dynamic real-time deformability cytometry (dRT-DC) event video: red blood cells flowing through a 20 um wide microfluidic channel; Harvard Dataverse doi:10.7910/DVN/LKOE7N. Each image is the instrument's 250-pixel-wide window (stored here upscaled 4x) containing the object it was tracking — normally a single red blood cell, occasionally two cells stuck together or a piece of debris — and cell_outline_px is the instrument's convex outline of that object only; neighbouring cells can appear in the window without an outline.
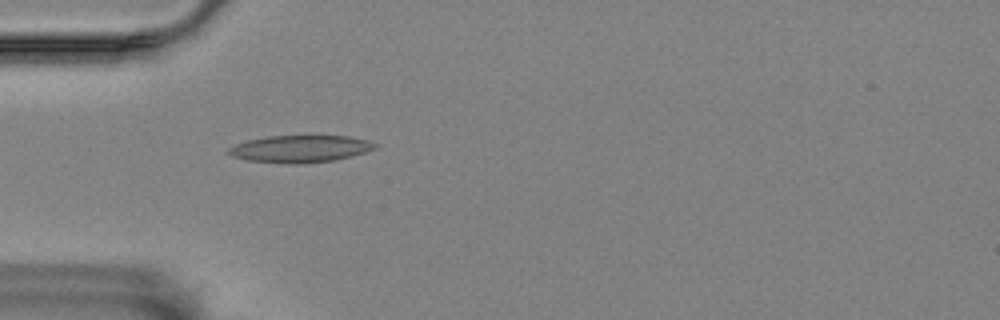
{"species": "Egyptian fruit bat (a non-hibernating species)", "species_latin": "Rousettus aegyptiacus", "temperature_condition": "room temperature", "stored_images_in_passage": 5, "camera_frame_rate_fps": 3000, "um_per_image_px": 0.085, "animal": {"sex": "female"}, "frame": {"image": 1, "passage_image": 2, "time_ms": 1.0, "image_size_px": [1000, 320], "cell_outline_px": [[380, 144], [376, 148], [364, 152], [332, 160], [300, 164], [288, 164], [248, 160], [232, 156], [224, 152], [228, 148], [236, 144], [248, 140], [268, 136], [348, 136], [368, 140]], "centroid_in_image_um": [25.49, 12.65], "position_along_channel_um": 59.5, "area_um2": 23.06}}
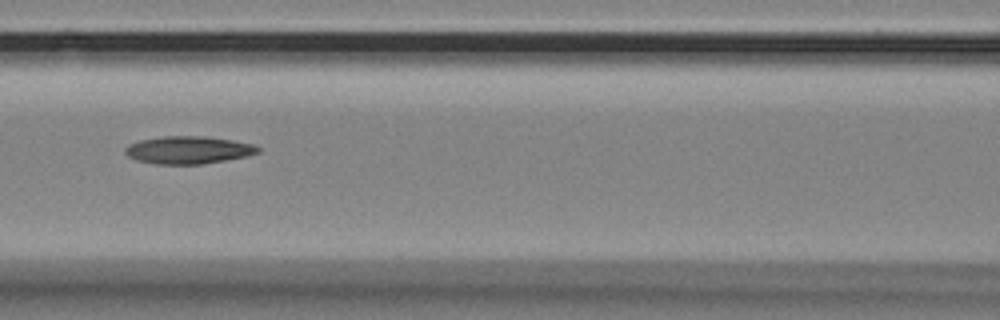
{"frame": {"image": 2, "passage_image": 4, "time_ms": 3.667, "image_size_px": [1000, 320], "cell_outline_px": [[260, 152], [248, 156], [200, 164], [156, 164], [136, 160], [128, 156], [124, 152], [124, 148], [128, 144], [140, 140], [164, 136], [204, 136], [232, 140], [252, 144], [260, 148]], "centroid_in_image_um": [15.98, 12.75], "position_along_channel_um": 150.6, "area_um2": 21.33}}
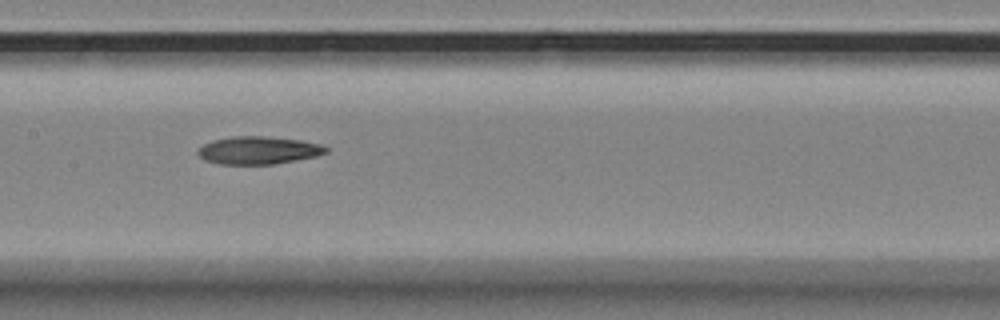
{"frame": {"image": 3, "passage_image": 5, "time_ms": 4.667, "image_size_px": [1000, 320], "cell_outline_px": [[328, 152], [316, 156], [272, 164], [220, 164], [204, 160], [196, 152], [204, 144], [212, 140], [232, 136], [264, 136], [300, 140], [320, 144], [328, 148]], "centroid_in_image_um": [21.95, 12.77], "position_along_channel_um": 185.5, "area_um2": 20.58}}